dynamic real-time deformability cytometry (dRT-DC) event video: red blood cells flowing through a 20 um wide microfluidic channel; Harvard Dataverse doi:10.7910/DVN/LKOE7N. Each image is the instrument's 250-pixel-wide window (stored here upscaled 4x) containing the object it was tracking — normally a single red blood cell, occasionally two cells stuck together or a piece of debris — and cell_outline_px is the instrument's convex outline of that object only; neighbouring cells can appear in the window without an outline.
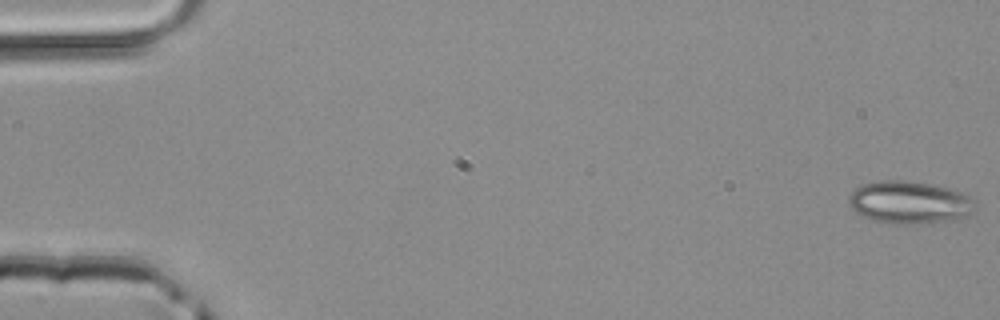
{"species": "common noctule bat (a hibernating species)", "species_latin": "Nyctalus noctula", "temperature_condition": "room temperature", "stored_images_in_passage": 48, "camera_frame_rate_fps": 3000, "um_per_image_px": 0.085, "animal": {"sex": "male", "body_mass_g": 20.4}, "frame": {"image": 1, "passage_image": 1, "time_ms": 0.0, "image_size_px": [1000, 320], "cell_outline_px": [[976, 208], [972, 212], [964, 216], [944, 220], [916, 224], [896, 224], [876, 220], [864, 216], [856, 212], [848, 204], [848, 196], [856, 188], [864, 184], [880, 180], [908, 180], [952, 188], [968, 192]], "centroid_in_image_um": [77.31, 17.17], "position_along_channel_um": 7.7, "area_um2": 31.27}}
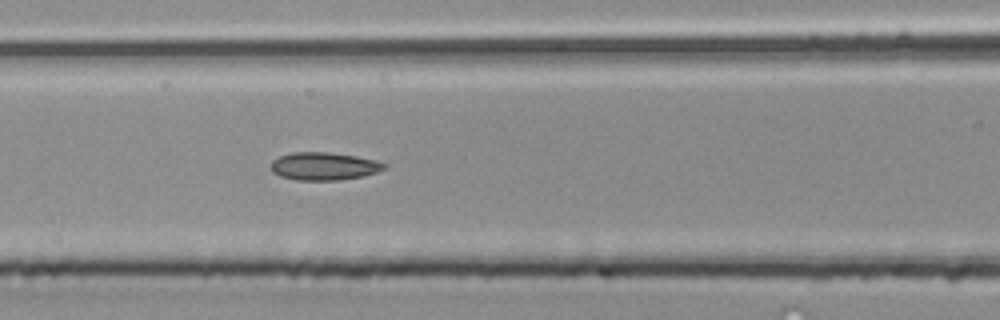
{"frame": {"image": 2, "passage_image": 21, "time_ms": 6.667, "image_size_px": [1000, 320], "cell_outline_px": [[388, 168], [364, 176], [340, 180], [296, 180], [280, 176], [272, 172], [268, 164], [272, 160], [280, 156], [292, 152], [332, 152], [356, 156], [376, 160], [388, 164]], "centroid_in_image_um": [27.53, 14.12], "position_along_channel_um": 139.1, "area_um2": 18.73}}
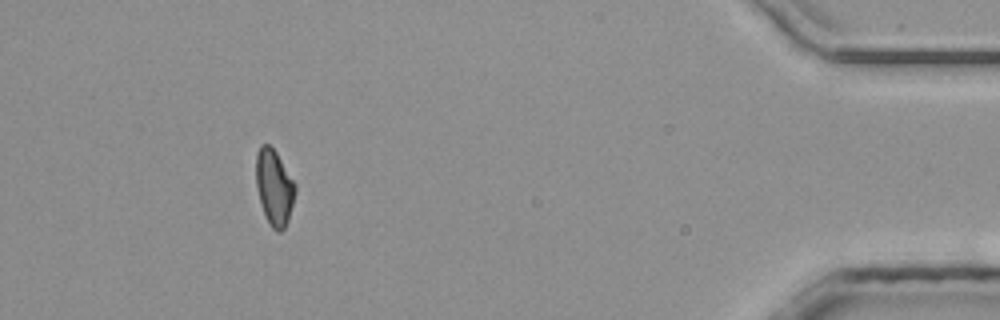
{"frame": {"image": 3, "passage_image": 44, "time_ms": 14.333, "image_size_px": [1000, 320], "cell_outline_px": [[296, 192], [288, 220], [284, 228], [280, 232], [276, 232], [272, 228], [264, 212], [260, 200], [256, 184], [256, 152], [260, 144], [268, 144], [276, 152], [296, 184]], "centroid_in_image_um": [23.31, 15.9], "position_along_channel_um": 411.9, "area_um2": 17.17}}